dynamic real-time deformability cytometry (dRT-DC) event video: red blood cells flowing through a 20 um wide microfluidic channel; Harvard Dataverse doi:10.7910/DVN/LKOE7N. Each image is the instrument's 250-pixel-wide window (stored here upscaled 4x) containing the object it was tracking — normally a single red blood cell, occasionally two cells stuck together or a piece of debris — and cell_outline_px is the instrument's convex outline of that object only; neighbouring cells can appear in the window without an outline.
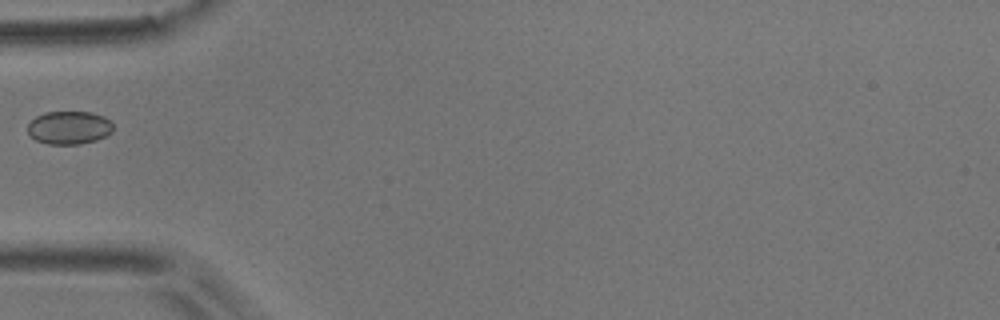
{"species": "common noctule bat (a hibernating species)", "species_latin": "Nyctalus noctula", "temperature_condition": "room temperature", "stored_images_in_passage": 5, "camera_frame_rate_fps": 3000, "um_per_image_px": 0.085, "animal": {"sex": "male", "body_mass_g": 17.9}, "frame": {"image": 1, "passage_image": 5, "time_ms": 1.333, "image_size_px": [1000, 320], "cell_outline_px": [[112, 132], [96, 140], [80, 144], [48, 144], [36, 140], [28, 132], [28, 124], [36, 116], [44, 112], [92, 112], [104, 116], [112, 120]], "centroid_in_image_um": [5.89, 10.84], "position_along_channel_um": 79.1, "area_um2": 16.53}}